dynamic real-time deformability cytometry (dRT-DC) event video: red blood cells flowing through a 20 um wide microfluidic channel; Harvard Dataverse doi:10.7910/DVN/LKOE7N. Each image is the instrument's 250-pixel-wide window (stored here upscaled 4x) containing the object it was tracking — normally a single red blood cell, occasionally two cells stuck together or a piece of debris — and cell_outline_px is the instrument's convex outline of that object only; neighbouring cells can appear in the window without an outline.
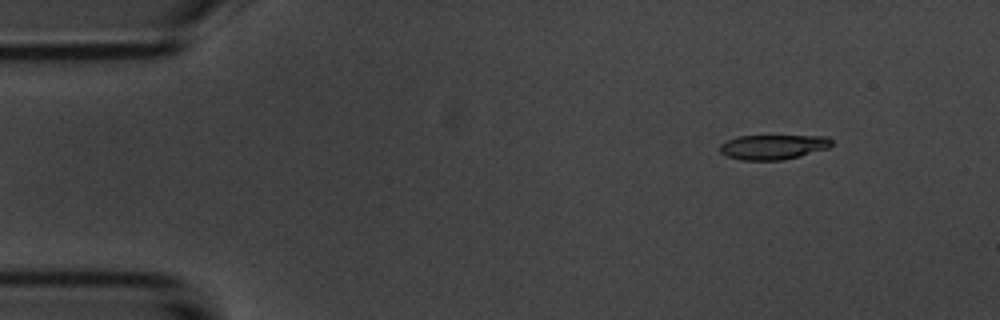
{"species": "common noctule bat (a hibernating species)", "species_latin": "Nyctalus noctula", "temperature_condition": "room temperature", "stored_images_in_passage": 7, "camera_frame_rate_fps": 3000, "um_per_image_px": 0.085, "animal": {"sex": "male", "body_mass_g": 20.1, "forearm_length_mm": 53.5}, "frame": {"image": 1, "passage_image": 1, "time_ms": 0.0, "image_size_px": [1000, 320], "cell_outline_px": [[832, 144], [828, 148], [800, 156], [784, 160], [740, 160], [728, 156], [720, 152], [720, 144], [724, 140], [736, 136], [828, 136], [832, 140]], "centroid_in_image_um": [65.69, 12.49], "position_along_channel_um": 19.3, "area_um2": 16.24}}
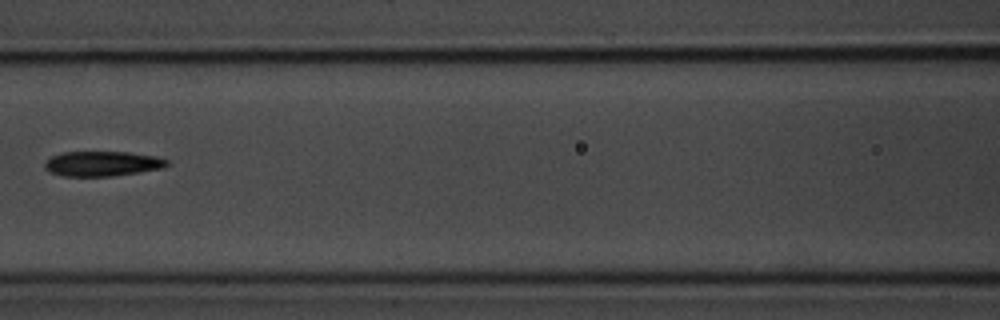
{"frame": {"image": 2, "passage_image": 6, "time_ms": 6.0, "image_size_px": [1000, 320], "cell_outline_px": [[168, 164], [164, 168], [112, 176], [64, 176], [52, 172], [44, 168], [44, 164], [52, 156], [64, 152], [128, 152], [156, 156], [168, 160]], "centroid_in_image_um": [8.72, 13.91], "position_along_channel_um": 157.9, "area_um2": 17.63}}
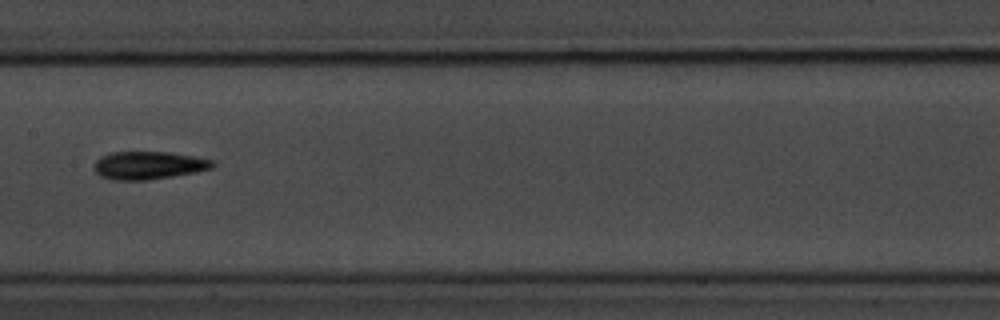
{"frame": {"image": 3, "passage_image": 7, "time_ms": 7.0, "image_size_px": [1000, 320], "cell_outline_px": [[216, 164], [212, 168], [172, 176], [144, 180], [112, 180], [100, 176], [96, 172], [96, 160], [100, 156], [112, 152], [168, 152], [196, 156], [212, 160]], "centroid_in_image_um": [12.63, 14.04], "position_along_channel_um": 194.8, "area_um2": 19.07}}